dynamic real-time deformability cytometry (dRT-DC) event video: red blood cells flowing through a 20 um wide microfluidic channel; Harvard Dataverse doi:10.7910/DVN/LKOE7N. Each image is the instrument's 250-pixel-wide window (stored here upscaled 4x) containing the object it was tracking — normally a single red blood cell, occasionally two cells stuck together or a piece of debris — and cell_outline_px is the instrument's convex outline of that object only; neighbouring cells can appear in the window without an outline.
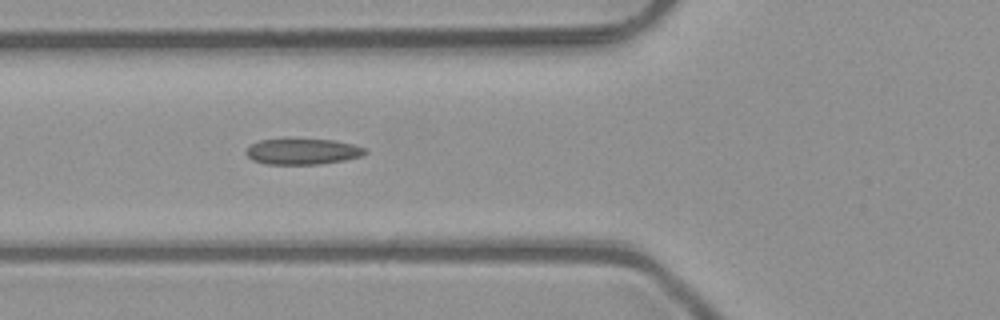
{"species": "common noctule bat (a hibernating species)", "species_latin": "Nyctalus noctula", "temperature_condition": "room temperature", "stored_images_in_passage": 4, "camera_frame_rate_fps": 3000, "um_per_image_px": 0.085, "animal": {"sex": "male", "body_mass_g": 23.1, "forearm_length_mm": 52.7}, "frame": {"image": 1, "passage_image": 4, "time_ms": 1.0, "image_size_px": [1000, 320], "cell_outline_px": [[368, 152], [360, 156], [344, 160], [320, 164], [264, 164], [252, 160], [244, 152], [252, 144], [260, 140], [332, 140], [352, 144], [368, 148]], "centroid_in_image_um": [25.74, 12.89], "position_along_channel_um": 100.1, "area_um2": 17.69}}